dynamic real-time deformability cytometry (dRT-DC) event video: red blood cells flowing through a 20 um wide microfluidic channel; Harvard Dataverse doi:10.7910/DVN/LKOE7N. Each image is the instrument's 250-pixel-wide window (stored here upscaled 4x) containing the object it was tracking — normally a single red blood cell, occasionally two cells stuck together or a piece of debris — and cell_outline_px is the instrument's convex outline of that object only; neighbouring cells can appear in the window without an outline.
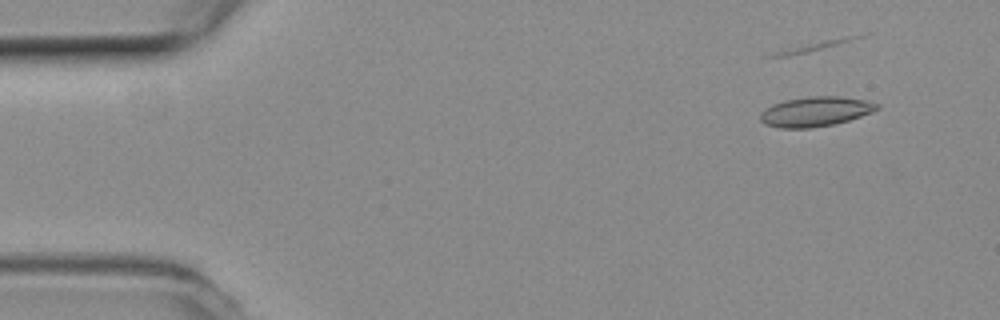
{"species": "common noctule bat (a hibernating species)", "species_latin": "Nyctalus noctula", "temperature_condition": "room temperature", "stored_images_in_passage": 12, "camera_frame_rate_fps": 3000, "um_per_image_px": 0.085, "animal": {"sex": "female", "body_mass_g": 19.3, "forearm_length_mm": 54.1}, "frame": {"image": 1, "passage_image": 2, "time_ms": 0.333, "image_size_px": [1000, 320], "cell_outline_px": [[880, 108], [872, 112], [836, 124], [812, 128], [780, 128], [764, 124], [760, 120], [760, 112], [764, 108], [772, 104], [784, 100], [808, 96], [840, 96], [868, 100], [880, 104]], "centroid_in_image_um": [69.3, 9.48], "position_along_channel_um": 15.7, "area_um2": 20.58}}